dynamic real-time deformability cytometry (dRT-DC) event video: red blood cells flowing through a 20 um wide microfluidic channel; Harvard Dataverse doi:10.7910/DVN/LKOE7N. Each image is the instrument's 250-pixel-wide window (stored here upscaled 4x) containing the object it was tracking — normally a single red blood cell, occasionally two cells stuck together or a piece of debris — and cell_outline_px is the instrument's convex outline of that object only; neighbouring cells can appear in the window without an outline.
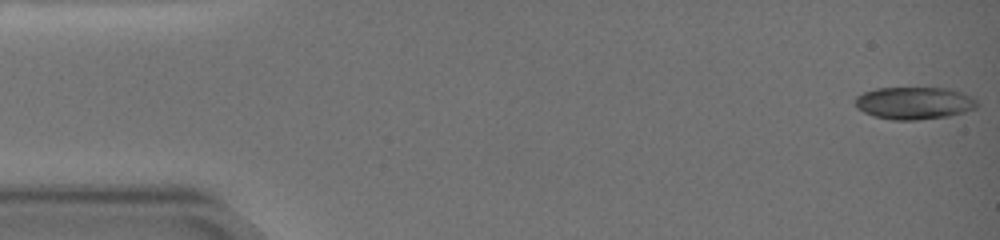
{"species": "common noctule bat (a hibernating species)", "species_latin": "Nyctalus noctula", "temperature_condition": "warm", "stored_images_in_passage": 83, "camera_frame_rate_fps": 3000, "um_per_image_px": 0.085, "animal": {"sex": "female", "body_mass_g": 19.0, "forearm_length_mm": 51.5}, "frame": {"image": 1, "passage_image": 1, "time_ms": 0.0, "image_size_px": [1000, 240], "cell_outline_px": [[980, 104], [976, 108], [964, 112], [948, 116], [916, 120], [892, 120], [872, 116], [856, 108], [856, 96], [864, 92], [876, 88], [952, 88], [972, 96]], "centroid_in_image_um": [77.73, 8.76], "position_along_channel_um": 7.3, "area_um2": 23.24}}
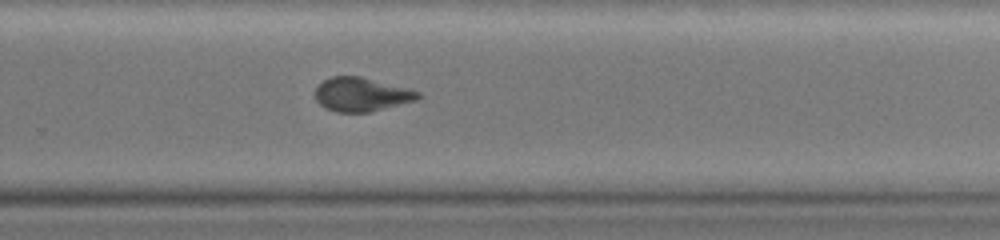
{"frame": {"image": 2, "passage_image": 64, "time_ms": 13.333, "image_size_px": [1000, 240], "cell_outline_px": [[424, 96], [416, 100], [368, 112], [336, 112], [324, 108], [316, 100], [316, 88], [324, 80], [332, 76], [360, 76], [408, 88], [420, 92]], "centroid_in_image_um": [30.73, 8.02], "position_along_channel_um": 299.1, "area_um2": 20.17}}
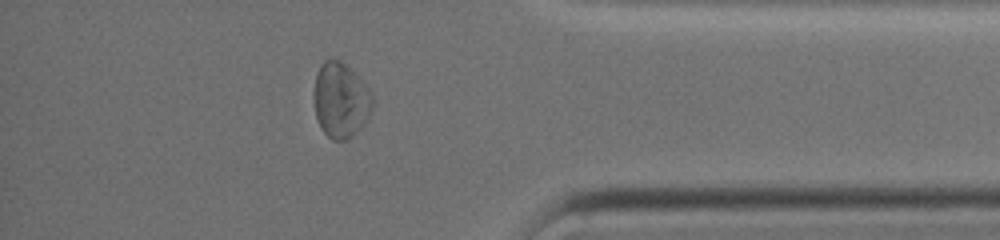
{"frame": {"image": 3, "passage_image": 76, "time_ms": 17.0, "image_size_px": [1000, 240], "cell_outline_px": [[376, 100], [368, 116], [356, 132], [348, 140], [332, 140], [320, 128], [316, 116], [312, 96], [312, 92], [316, 72], [320, 64], [324, 60], [340, 60], [368, 88]], "centroid_in_image_um": [28.92, 8.52], "position_along_channel_um": 406.3, "area_um2": 25.78}, "authors_computed_cell_mechanics": {"area_um2": 21.964, "velocity_mm_per_s": 3.2309, "shape_relaxation_time_tau1_ms": 6.4959, "shape_relaxation_time_tau2_ms": 2.944, "deformation_change_tau1": 0.1809, "deformation_change_tau2": 0.068}}